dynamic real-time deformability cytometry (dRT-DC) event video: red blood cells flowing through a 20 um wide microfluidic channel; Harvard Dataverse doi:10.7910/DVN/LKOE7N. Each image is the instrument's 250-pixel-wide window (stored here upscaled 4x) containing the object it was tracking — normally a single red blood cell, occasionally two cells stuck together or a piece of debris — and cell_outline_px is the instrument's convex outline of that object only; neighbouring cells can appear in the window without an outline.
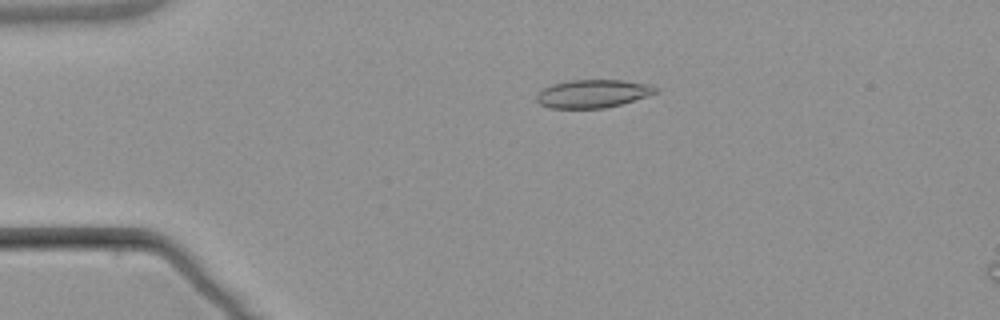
{"species": "common noctule bat (a hibernating species)", "species_latin": "Nyctalus noctula", "temperature_condition": "warm", "stored_images_in_passage": 4, "camera_frame_rate_fps": 3000, "um_per_image_px": 0.085, "animal": {"sex": "male", "body_mass_g": 21.5, "forearm_length_mm": 52.0}, "frame": {"image": 1, "passage_image": 2, "time_ms": 1.0, "image_size_px": [1000, 320], "cell_outline_px": [[656, 92], [648, 96], [620, 104], [604, 108], [548, 108], [540, 104], [536, 100], [536, 96], [544, 88], [552, 84], [568, 80], [624, 80], [648, 84], [656, 88]], "centroid_in_image_um": [50.36, 7.96], "position_along_channel_um": 34.6, "area_um2": 19.36}}